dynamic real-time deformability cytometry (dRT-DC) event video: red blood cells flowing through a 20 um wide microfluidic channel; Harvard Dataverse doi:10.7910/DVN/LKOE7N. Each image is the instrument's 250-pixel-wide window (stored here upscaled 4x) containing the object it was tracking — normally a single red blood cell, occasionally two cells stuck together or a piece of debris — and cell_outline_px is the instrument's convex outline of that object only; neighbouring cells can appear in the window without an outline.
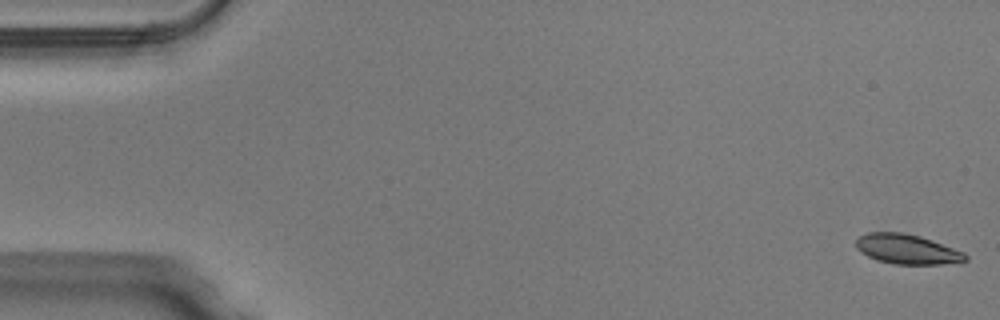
{"species": "Egyptian fruit bat (a non-hibernating species)", "species_latin": "Rousettus aegyptiacus", "temperature_condition": "warm", "stored_images_in_passage": 50, "camera_frame_rate_fps": 3000, "um_per_image_px": 0.085, "animal": {"sex": "male"}, "frame": {"image": 1, "passage_image": 1, "time_ms": 0.0, "image_size_px": [1000, 320], "cell_outline_px": [[968, 260], [940, 264], [896, 264], [876, 260], [860, 252], [856, 248], [856, 236], [868, 232], [904, 232], [920, 236], [932, 240], [964, 252], [968, 256]], "centroid_in_image_um": [77.06, 21.16], "position_along_channel_um": 7.9, "area_um2": 19.07}}
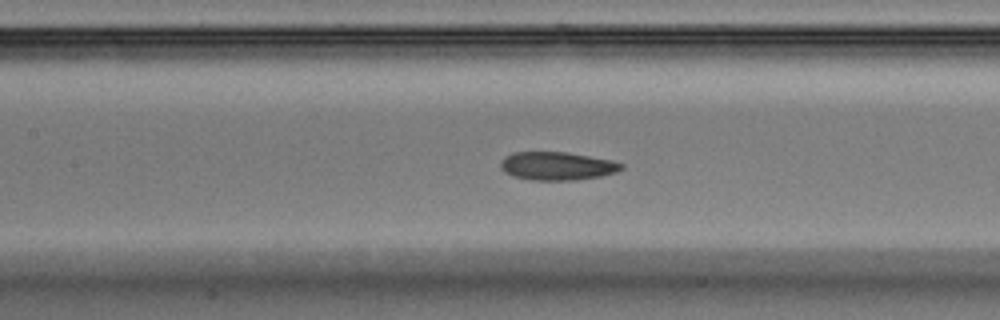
{"frame": {"image": 2, "passage_image": 23, "time_ms": 7.333, "image_size_px": [1000, 320], "cell_outline_px": [[624, 168], [616, 172], [600, 176], [576, 180], [532, 180], [512, 176], [504, 172], [500, 168], [500, 160], [504, 156], [512, 152], [568, 152], [612, 160], [624, 164]], "centroid_in_image_um": [47.33, 14.1], "position_along_channel_um": 160.1, "area_um2": 20.11}}
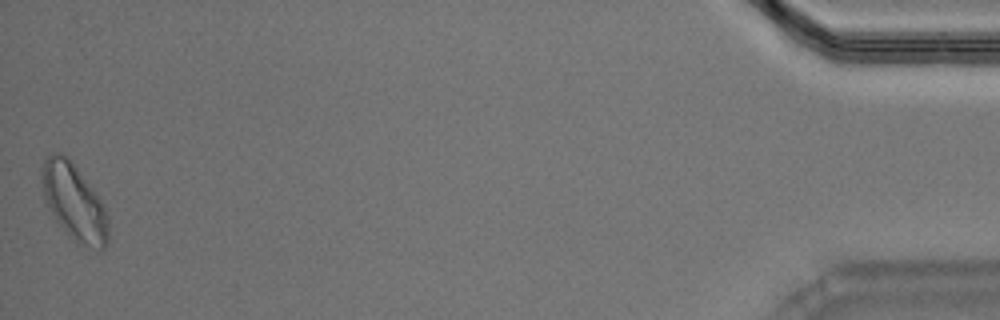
{"frame": {"image": 3, "passage_image": 50, "time_ms": 16.333, "image_size_px": [1000, 320], "cell_outline_px": [[108, 240], [104, 248], [100, 252], [76, 244], [68, 236], [56, 220], [48, 208], [44, 200], [40, 180], [40, 172], [44, 160], [52, 152], [60, 152], [76, 168], [96, 192], [104, 204], [108, 216]], "centroid_in_image_um": [6.3, 17.24], "position_along_channel_um": 428.9, "area_um2": 30.06}, "authors_computed_cell_mechanics": {"area_um2": 20.0855, "velocity_mm_per_s": 4.0216, "shape_relaxation_time_tau1_ms": 5.4177, "shape_relaxation_time_tau2_ms": null, "deformation_change_tau1": 0.1032, "deformation_change_tau2": null}}